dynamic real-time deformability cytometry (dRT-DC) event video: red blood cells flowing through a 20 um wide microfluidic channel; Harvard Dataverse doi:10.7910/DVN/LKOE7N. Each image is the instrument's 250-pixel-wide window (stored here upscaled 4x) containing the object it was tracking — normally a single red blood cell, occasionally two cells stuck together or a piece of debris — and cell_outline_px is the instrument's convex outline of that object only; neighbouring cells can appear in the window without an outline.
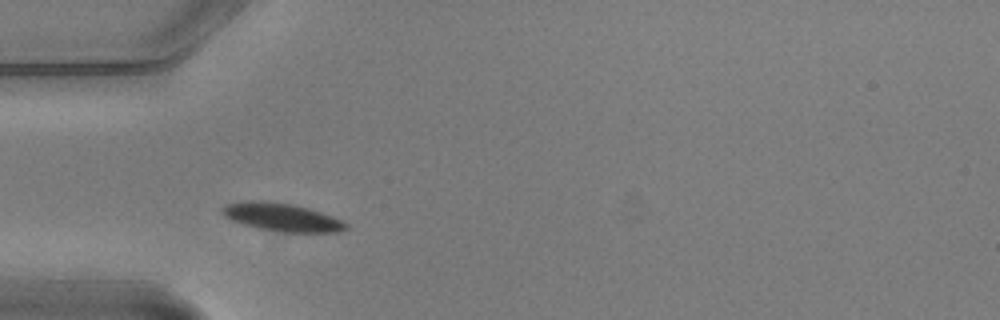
{"species": "common noctule bat (a hibernating species)", "species_latin": "Nyctalus noctula", "temperature_condition": "warm", "stored_images_in_passage": 2, "camera_frame_rate_fps": 3000, "um_per_image_px": 0.085, "animal": {"sex": "male", "body_mass_g": 20.5, "forearm_length_mm": 52.5}, "frame": {"image": 1, "passage_image": 1, "time_ms": 0.0, "image_size_px": [1000, 320], "cell_outline_px": [[348, 228], [340, 232], [284, 232], [256, 228], [232, 220], [224, 216], [220, 212], [220, 208], [224, 204], [240, 200], [260, 200], [292, 204], [308, 208], [332, 216], [348, 224]], "centroid_in_image_um": [23.89, 18.45], "position_along_channel_um": 61.1, "area_um2": 20.4}}